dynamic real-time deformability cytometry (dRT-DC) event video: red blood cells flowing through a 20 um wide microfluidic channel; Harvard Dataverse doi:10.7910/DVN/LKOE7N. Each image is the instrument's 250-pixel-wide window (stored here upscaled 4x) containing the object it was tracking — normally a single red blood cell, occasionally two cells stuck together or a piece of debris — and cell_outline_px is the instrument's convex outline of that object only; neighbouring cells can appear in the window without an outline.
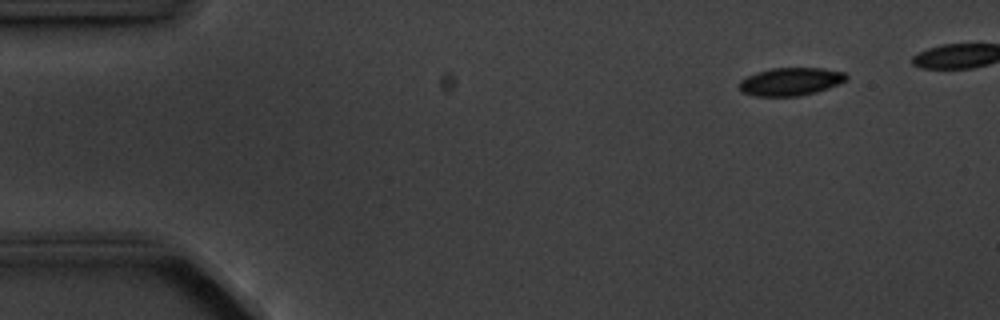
{"species": "common noctule bat (a hibernating species)", "species_latin": "Nyctalus noctula", "temperature_condition": "cold", "stored_images_in_passage": 6, "camera_frame_rate_fps": 3000, "um_per_image_px": 0.085, "animal": {"sex": "male", "body_mass_g": 20.1, "forearm_length_mm": 53.5}, "frame": {"image": 1, "passage_image": 2, "time_ms": 1.333, "image_size_px": [1000, 320], "cell_outline_px": [[848, 80], [828, 88], [816, 92], [800, 96], [756, 96], [740, 92], [740, 80], [756, 72], [772, 68], [824, 68], [844, 72], [848, 76]], "centroid_in_image_um": [67.22, 6.93], "position_along_channel_um": 17.8, "area_um2": 17.51}}